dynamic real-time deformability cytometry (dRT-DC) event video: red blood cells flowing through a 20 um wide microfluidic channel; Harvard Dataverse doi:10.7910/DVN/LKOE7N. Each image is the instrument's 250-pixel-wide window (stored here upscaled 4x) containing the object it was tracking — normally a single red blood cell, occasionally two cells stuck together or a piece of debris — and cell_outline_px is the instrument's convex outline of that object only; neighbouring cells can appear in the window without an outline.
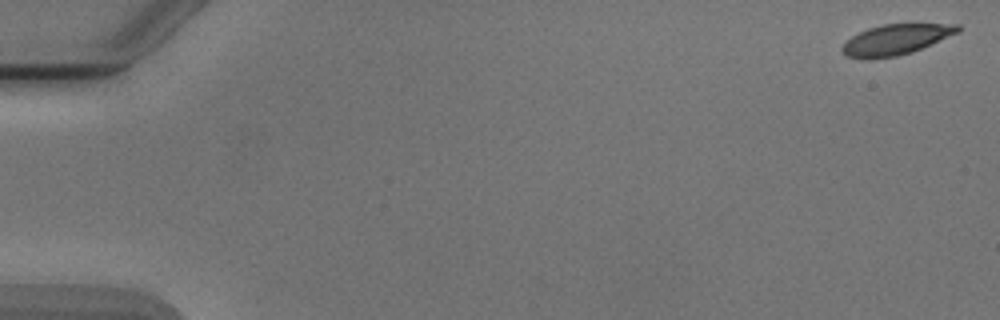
{"species": "Egyptian fruit bat (a non-hibernating species)", "species_latin": "Rousettus aegyptiacus", "temperature_condition": "cold", "stored_images_in_passage": 7, "camera_frame_rate_fps": 3000, "um_per_image_px": 0.085, "animal": {"sex": "male"}, "frame": {"image": 1, "passage_image": 1, "time_ms": 0.0, "image_size_px": [1000, 320], "cell_outline_px": [[960, 32], [912, 52], [896, 56], [868, 60], [864, 60], [848, 56], [840, 48], [852, 36], [868, 28], [884, 24], [960, 24]], "centroid_in_image_um": [76.15, 3.37], "position_along_channel_um": 8.8, "area_um2": 20.46}}
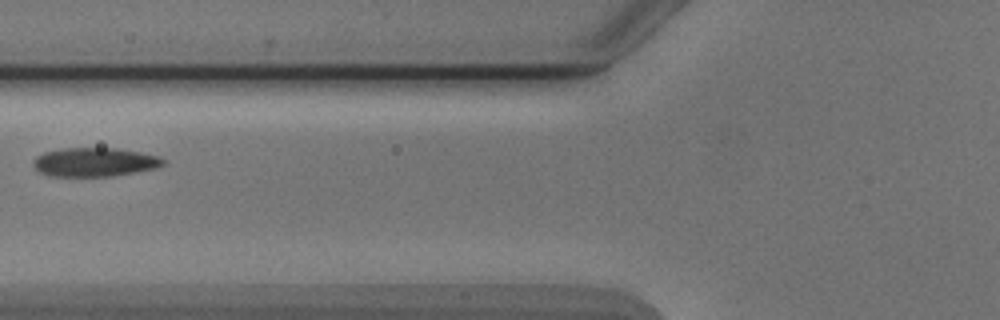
{"frame": {"image": 2, "passage_image": 6, "time_ms": 7.0, "image_size_px": [1000, 320], "cell_outline_px": [[164, 164], [156, 168], [136, 172], [112, 176], [52, 176], [40, 172], [32, 164], [32, 160], [36, 156], [44, 152], [64, 148], [116, 148], [140, 152], [160, 156], [164, 160]], "centroid_in_image_um": [8.04, 13.77], "position_along_channel_um": 117.8, "area_um2": 21.85}}
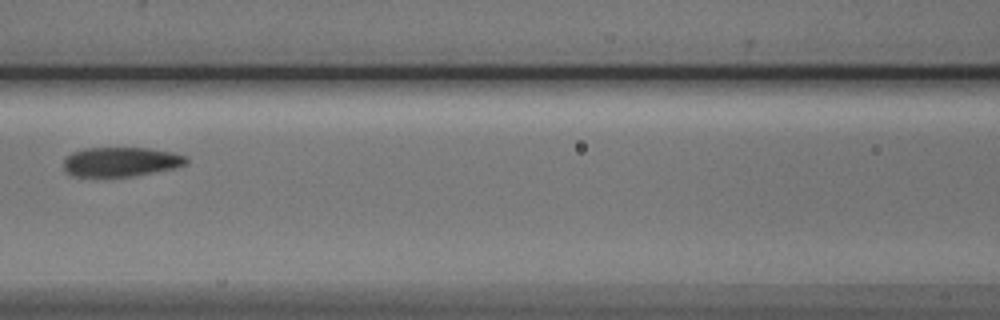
{"frame": {"image": 3, "passage_image": 7, "time_ms": 8.0, "image_size_px": [1000, 320], "cell_outline_px": [[188, 164], [176, 168], [132, 176], [72, 176], [64, 172], [64, 156], [72, 152], [84, 148], [148, 148], [172, 152], [188, 156]], "centroid_in_image_um": [10.27, 13.75], "position_along_channel_um": 156.3, "area_um2": 21.27}}